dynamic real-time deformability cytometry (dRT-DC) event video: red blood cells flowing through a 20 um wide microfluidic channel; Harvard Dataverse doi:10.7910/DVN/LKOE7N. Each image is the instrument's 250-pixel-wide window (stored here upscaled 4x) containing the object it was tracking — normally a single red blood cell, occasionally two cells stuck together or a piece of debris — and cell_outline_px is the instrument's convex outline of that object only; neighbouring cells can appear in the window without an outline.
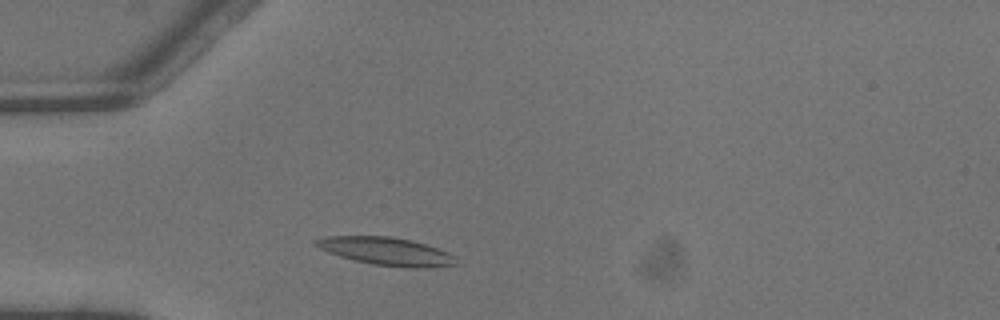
{"species": "common noctule bat (a hibernating species)", "species_latin": "Nyctalus noctula", "temperature_condition": "warm", "stored_images_in_passage": 2, "camera_frame_rate_fps": 3000, "um_per_image_px": 0.085, "animal": {"sex": "male", "body_mass_g": 13.3}, "frame": {"image": 1, "passage_image": 2, "time_ms": 0.333, "image_size_px": [1000, 320], "cell_outline_px": [[456, 264], [416, 268], [408, 268], [372, 264], [340, 256], [328, 252], [312, 244], [312, 240], [324, 236], [388, 236], [412, 240], [448, 252], [452, 256]], "centroid_in_image_um": [32.74, 21.34], "position_along_channel_um": 52.3, "area_um2": 22.48}}